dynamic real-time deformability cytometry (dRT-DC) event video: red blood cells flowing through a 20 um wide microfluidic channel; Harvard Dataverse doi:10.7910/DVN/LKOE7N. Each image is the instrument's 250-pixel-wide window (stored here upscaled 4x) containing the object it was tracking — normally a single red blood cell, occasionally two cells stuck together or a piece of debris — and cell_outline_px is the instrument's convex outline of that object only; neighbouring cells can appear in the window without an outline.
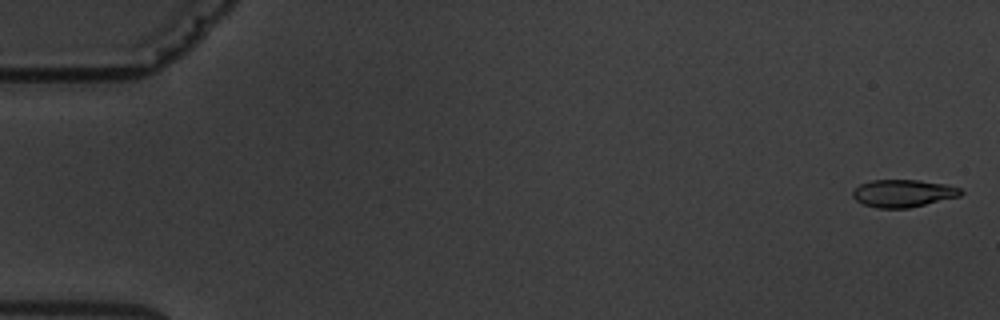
{"species": "common noctule bat (a hibernating species)", "species_latin": "Nyctalus noctula", "temperature_condition": "warm", "stored_images_in_passage": 13, "camera_frame_rate_fps": 3000, "um_per_image_px": 0.085, "animal": {"sex": "male", "body_mass_g": 19.5, "forearm_length_mm": 54.6}, "frame": {"image": 1, "passage_image": 1, "time_ms": 0.0, "image_size_px": [1000, 320], "cell_outline_px": [[964, 192], [960, 196], [908, 208], [876, 208], [864, 204], [856, 200], [852, 196], [852, 192], [860, 184], [872, 180], [916, 180], [948, 184], [960, 188]], "centroid_in_image_um": [76.78, 16.43], "position_along_channel_um": 8.2, "area_um2": 17.28}}
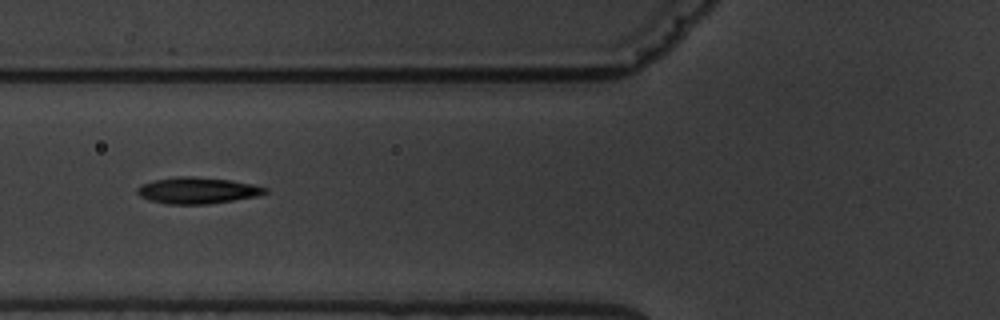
{"frame": {"image": 2, "passage_image": 6, "time_ms": 7.0, "image_size_px": [1000, 320], "cell_outline_px": [[268, 192], [256, 196], [208, 204], [168, 204], [148, 200], [140, 196], [136, 192], [136, 188], [140, 184], [152, 180], [176, 176], [192, 176], [232, 180], [252, 184], [268, 188]], "centroid_in_image_um": [16.73, 16.18], "position_along_channel_um": 109.1, "area_um2": 19.77}}
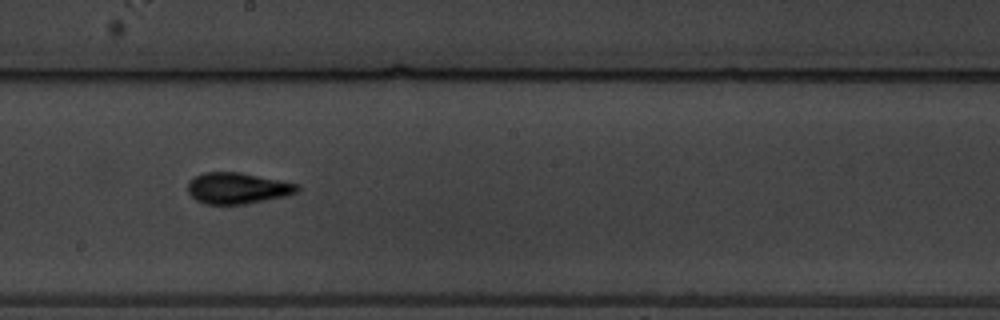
{"frame": {"image": 3, "passage_image": 9, "time_ms": 10.333, "image_size_px": [1000, 320], "cell_outline_px": [[300, 188], [296, 192], [284, 196], [244, 204], [204, 204], [196, 200], [188, 192], [188, 180], [204, 172], [240, 172], [300, 184]], "centroid_in_image_um": [20.17, 15.99], "position_along_channel_um": 228.0, "area_um2": 19.83}, "authors_computed_cell_mechanics": {"area_um2": 18.6694, "velocity_mm_per_s": 3.5787, "shape_relaxation_time_tau1_ms": 2.9651, "shape_relaxation_time_tau2_ms": 1.2558, "deformation_change_tau1": 0.1196, "deformation_change_tau2": 0.0757}}